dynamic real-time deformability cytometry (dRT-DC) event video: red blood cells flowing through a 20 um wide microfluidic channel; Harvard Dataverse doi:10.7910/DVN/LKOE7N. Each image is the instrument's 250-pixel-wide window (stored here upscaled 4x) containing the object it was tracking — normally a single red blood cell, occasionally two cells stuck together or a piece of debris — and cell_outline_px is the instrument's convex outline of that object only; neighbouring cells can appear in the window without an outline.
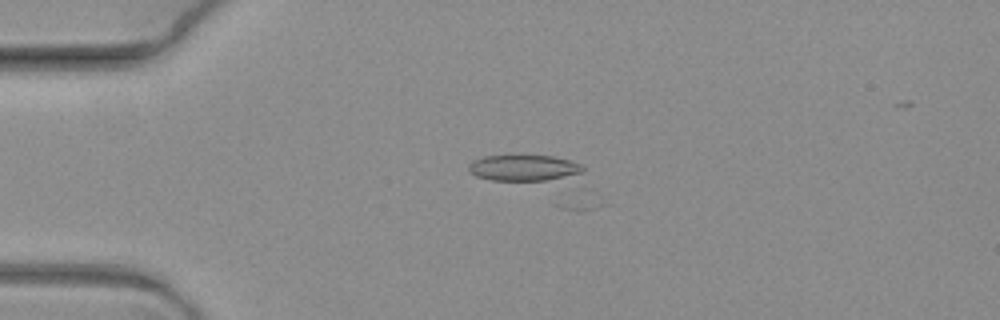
{"species": "common noctule bat (a hibernating species)", "species_latin": "Nyctalus noctula", "temperature_condition": "warm", "stored_images_in_passage": 8, "camera_frame_rate_fps": 3000, "um_per_image_px": 0.085, "animal": {"sex": "female", "body_mass_g": 19.3, "forearm_length_mm": 54.1}, "frame": {"image": 1, "passage_image": 5, "time_ms": 1.333, "image_size_px": [1000, 320], "cell_outline_px": [[584, 172], [576, 176], [544, 180], [492, 180], [476, 176], [468, 172], [468, 164], [472, 160], [484, 156], [512, 152], [552, 156], [568, 160], [580, 164], [584, 168]], "centroid_in_image_um": [44.48, 14.21], "position_along_channel_um": 40.5, "area_um2": 18.32}}